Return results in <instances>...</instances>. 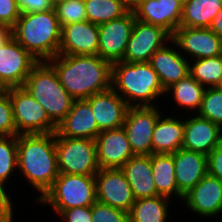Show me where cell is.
Here are the masks:
<instances>
[{"mask_svg": "<svg viewBox=\"0 0 222 222\" xmlns=\"http://www.w3.org/2000/svg\"><path fill=\"white\" fill-rule=\"evenodd\" d=\"M74 100L111 88L112 64L98 55L57 54L47 61Z\"/></svg>", "mask_w": 222, "mask_h": 222, "instance_id": "cell-1", "label": "cell"}, {"mask_svg": "<svg viewBox=\"0 0 222 222\" xmlns=\"http://www.w3.org/2000/svg\"><path fill=\"white\" fill-rule=\"evenodd\" d=\"M18 176L27 180L38 197L50 189L58 177L55 133L17 135Z\"/></svg>", "mask_w": 222, "mask_h": 222, "instance_id": "cell-2", "label": "cell"}, {"mask_svg": "<svg viewBox=\"0 0 222 222\" xmlns=\"http://www.w3.org/2000/svg\"><path fill=\"white\" fill-rule=\"evenodd\" d=\"M111 88L130 107L158 106L161 102L157 101L164 99L166 94L158 74L149 62L113 63Z\"/></svg>", "mask_w": 222, "mask_h": 222, "instance_id": "cell-3", "label": "cell"}, {"mask_svg": "<svg viewBox=\"0 0 222 222\" xmlns=\"http://www.w3.org/2000/svg\"><path fill=\"white\" fill-rule=\"evenodd\" d=\"M62 27L54 9L21 13L11 28V36L39 62L58 54Z\"/></svg>", "mask_w": 222, "mask_h": 222, "instance_id": "cell-4", "label": "cell"}, {"mask_svg": "<svg viewBox=\"0 0 222 222\" xmlns=\"http://www.w3.org/2000/svg\"><path fill=\"white\" fill-rule=\"evenodd\" d=\"M28 93L45 109L57 126L70 111L74 99L61 85L54 68L47 62H38L23 84Z\"/></svg>", "mask_w": 222, "mask_h": 222, "instance_id": "cell-5", "label": "cell"}, {"mask_svg": "<svg viewBox=\"0 0 222 222\" xmlns=\"http://www.w3.org/2000/svg\"><path fill=\"white\" fill-rule=\"evenodd\" d=\"M96 201L95 176L59 173L37 204L51 207L58 215L65 209L92 206Z\"/></svg>", "mask_w": 222, "mask_h": 222, "instance_id": "cell-6", "label": "cell"}, {"mask_svg": "<svg viewBox=\"0 0 222 222\" xmlns=\"http://www.w3.org/2000/svg\"><path fill=\"white\" fill-rule=\"evenodd\" d=\"M59 173L94 176L99 168L96 142L86 138H68L55 132Z\"/></svg>", "mask_w": 222, "mask_h": 222, "instance_id": "cell-7", "label": "cell"}, {"mask_svg": "<svg viewBox=\"0 0 222 222\" xmlns=\"http://www.w3.org/2000/svg\"><path fill=\"white\" fill-rule=\"evenodd\" d=\"M9 96L16 125V136L56 132L57 126L50 120L43 106L23 86L10 87Z\"/></svg>", "mask_w": 222, "mask_h": 222, "instance_id": "cell-8", "label": "cell"}, {"mask_svg": "<svg viewBox=\"0 0 222 222\" xmlns=\"http://www.w3.org/2000/svg\"><path fill=\"white\" fill-rule=\"evenodd\" d=\"M160 107H129L123 128L134 155H152L153 130L163 113Z\"/></svg>", "mask_w": 222, "mask_h": 222, "instance_id": "cell-9", "label": "cell"}, {"mask_svg": "<svg viewBox=\"0 0 222 222\" xmlns=\"http://www.w3.org/2000/svg\"><path fill=\"white\" fill-rule=\"evenodd\" d=\"M39 61L12 36L0 45V87L23 86L32 68Z\"/></svg>", "mask_w": 222, "mask_h": 222, "instance_id": "cell-10", "label": "cell"}, {"mask_svg": "<svg viewBox=\"0 0 222 222\" xmlns=\"http://www.w3.org/2000/svg\"><path fill=\"white\" fill-rule=\"evenodd\" d=\"M172 40V35L159 26L135 19L123 56V62H149L151 56Z\"/></svg>", "mask_w": 222, "mask_h": 222, "instance_id": "cell-11", "label": "cell"}, {"mask_svg": "<svg viewBox=\"0 0 222 222\" xmlns=\"http://www.w3.org/2000/svg\"><path fill=\"white\" fill-rule=\"evenodd\" d=\"M135 19L129 11L119 19L99 24L98 56L111 64L122 61Z\"/></svg>", "mask_w": 222, "mask_h": 222, "instance_id": "cell-12", "label": "cell"}, {"mask_svg": "<svg viewBox=\"0 0 222 222\" xmlns=\"http://www.w3.org/2000/svg\"><path fill=\"white\" fill-rule=\"evenodd\" d=\"M97 202L129 212L135 198L120 168H100L94 175Z\"/></svg>", "mask_w": 222, "mask_h": 222, "instance_id": "cell-13", "label": "cell"}, {"mask_svg": "<svg viewBox=\"0 0 222 222\" xmlns=\"http://www.w3.org/2000/svg\"><path fill=\"white\" fill-rule=\"evenodd\" d=\"M172 40L190 61L222 55V39L209 28L179 27Z\"/></svg>", "mask_w": 222, "mask_h": 222, "instance_id": "cell-14", "label": "cell"}, {"mask_svg": "<svg viewBox=\"0 0 222 222\" xmlns=\"http://www.w3.org/2000/svg\"><path fill=\"white\" fill-rule=\"evenodd\" d=\"M200 218L220 216L222 213V181L208 173L183 197L182 204Z\"/></svg>", "mask_w": 222, "mask_h": 222, "instance_id": "cell-15", "label": "cell"}, {"mask_svg": "<svg viewBox=\"0 0 222 222\" xmlns=\"http://www.w3.org/2000/svg\"><path fill=\"white\" fill-rule=\"evenodd\" d=\"M222 142V128L197 114L184 118L182 148L208 155Z\"/></svg>", "mask_w": 222, "mask_h": 222, "instance_id": "cell-16", "label": "cell"}, {"mask_svg": "<svg viewBox=\"0 0 222 222\" xmlns=\"http://www.w3.org/2000/svg\"><path fill=\"white\" fill-rule=\"evenodd\" d=\"M98 25L81 21L62 26L58 54L98 55Z\"/></svg>", "mask_w": 222, "mask_h": 222, "instance_id": "cell-17", "label": "cell"}, {"mask_svg": "<svg viewBox=\"0 0 222 222\" xmlns=\"http://www.w3.org/2000/svg\"><path fill=\"white\" fill-rule=\"evenodd\" d=\"M86 100L90 103L100 132L123 127L130 106L112 88L98 92Z\"/></svg>", "mask_w": 222, "mask_h": 222, "instance_id": "cell-18", "label": "cell"}, {"mask_svg": "<svg viewBox=\"0 0 222 222\" xmlns=\"http://www.w3.org/2000/svg\"><path fill=\"white\" fill-rule=\"evenodd\" d=\"M95 142L99 168H121L135 156L123 127L101 131Z\"/></svg>", "mask_w": 222, "mask_h": 222, "instance_id": "cell-19", "label": "cell"}, {"mask_svg": "<svg viewBox=\"0 0 222 222\" xmlns=\"http://www.w3.org/2000/svg\"><path fill=\"white\" fill-rule=\"evenodd\" d=\"M149 63L158 74L165 91L189 74L190 61L179 51L173 40L157 50Z\"/></svg>", "mask_w": 222, "mask_h": 222, "instance_id": "cell-20", "label": "cell"}, {"mask_svg": "<svg viewBox=\"0 0 222 222\" xmlns=\"http://www.w3.org/2000/svg\"><path fill=\"white\" fill-rule=\"evenodd\" d=\"M182 7L177 0H145L133 13L137 20L162 27L173 35L181 22Z\"/></svg>", "mask_w": 222, "mask_h": 222, "instance_id": "cell-21", "label": "cell"}, {"mask_svg": "<svg viewBox=\"0 0 222 222\" xmlns=\"http://www.w3.org/2000/svg\"><path fill=\"white\" fill-rule=\"evenodd\" d=\"M56 133L68 138L95 140L100 131L90 103L86 99L74 100L70 111L57 125Z\"/></svg>", "mask_w": 222, "mask_h": 222, "instance_id": "cell-22", "label": "cell"}, {"mask_svg": "<svg viewBox=\"0 0 222 222\" xmlns=\"http://www.w3.org/2000/svg\"><path fill=\"white\" fill-rule=\"evenodd\" d=\"M178 190L185 195L208 173L207 156L186 149L173 153Z\"/></svg>", "mask_w": 222, "mask_h": 222, "instance_id": "cell-23", "label": "cell"}, {"mask_svg": "<svg viewBox=\"0 0 222 222\" xmlns=\"http://www.w3.org/2000/svg\"><path fill=\"white\" fill-rule=\"evenodd\" d=\"M135 200L159 196L153 179L151 155H135L121 168Z\"/></svg>", "mask_w": 222, "mask_h": 222, "instance_id": "cell-24", "label": "cell"}, {"mask_svg": "<svg viewBox=\"0 0 222 222\" xmlns=\"http://www.w3.org/2000/svg\"><path fill=\"white\" fill-rule=\"evenodd\" d=\"M162 114L154 127L152 154H173L182 148L184 139V117ZM174 115V117H173Z\"/></svg>", "mask_w": 222, "mask_h": 222, "instance_id": "cell-25", "label": "cell"}, {"mask_svg": "<svg viewBox=\"0 0 222 222\" xmlns=\"http://www.w3.org/2000/svg\"><path fill=\"white\" fill-rule=\"evenodd\" d=\"M151 164L157 193L182 202L184 195L176 183L173 154H152Z\"/></svg>", "mask_w": 222, "mask_h": 222, "instance_id": "cell-26", "label": "cell"}, {"mask_svg": "<svg viewBox=\"0 0 222 222\" xmlns=\"http://www.w3.org/2000/svg\"><path fill=\"white\" fill-rule=\"evenodd\" d=\"M205 90L206 88L203 85L188 74L170 86L166 90L165 97L168 99L167 96H170L169 98L172 96L171 99L174 100L171 102H175V104L172 105H176L177 108L180 107L178 108L180 111L181 109H185L184 111H186L187 114L191 112L192 114H196L200 108Z\"/></svg>", "mask_w": 222, "mask_h": 222, "instance_id": "cell-27", "label": "cell"}, {"mask_svg": "<svg viewBox=\"0 0 222 222\" xmlns=\"http://www.w3.org/2000/svg\"><path fill=\"white\" fill-rule=\"evenodd\" d=\"M172 201L162 195L137 199L128 212V222H168Z\"/></svg>", "mask_w": 222, "mask_h": 222, "instance_id": "cell-28", "label": "cell"}, {"mask_svg": "<svg viewBox=\"0 0 222 222\" xmlns=\"http://www.w3.org/2000/svg\"><path fill=\"white\" fill-rule=\"evenodd\" d=\"M222 9V0H189L182 7L179 27L209 28L215 15Z\"/></svg>", "mask_w": 222, "mask_h": 222, "instance_id": "cell-29", "label": "cell"}, {"mask_svg": "<svg viewBox=\"0 0 222 222\" xmlns=\"http://www.w3.org/2000/svg\"><path fill=\"white\" fill-rule=\"evenodd\" d=\"M17 170V136H0V199L11 198L6 185H10L7 182H12Z\"/></svg>", "mask_w": 222, "mask_h": 222, "instance_id": "cell-30", "label": "cell"}, {"mask_svg": "<svg viewBox=\"0 0 222 222\" xmlns=\"http://www.w3.org/2000/svg\"><path fill=\"white\" fill-rule=\"evenodd\" d=\"M87 21L102 24L126 15L129 10L120 0H84Z\"/></svg>", "mask_w": 222, "mask_h": 222, "instance_id": "cell-31", "label": "cell"}, {"mask_svg": "<svg viewBox=\"0 0 222 222\" xmlns=\"http://www.w3.org/2000/svg\"><path fill=\"white\" fill-rule=\"evenodd\" d=\"M189 74L205 88H214L222 78V55L190 61Z\"/></svg>", "mask_w": 222, "mask_h": 222, "instance_id": "cell-32", "label": "cell"}, {"mask_svg": "<svg viewBox=\"0 0 222 222\" xmlns=\"http://www.w3.org/2000/svg\"><path fill=\"white\" fill-rule=\"evenodd\" d=\"M222 128V91L214 88H206L199 110L196 113Z\"/></svg>", "mask_w": 222, "mask_h": 222, "instance_id": "cell-33", "label": "cell"}, {"mask_svg": "<svg viewBox=\"0 0 222 222\" xmlns=\"http://www.w3.org/2000/svg\"><path fill=\"white\" fill-rule=\"evenodd\" d=\"M56 17L62 26L87 21L84 0H63L53 7Z\"/></svg>", "mask_w": 222, "mask_h": 222, "instance_id": "cell-34", "label": "cell"}, {"mask_svg": "<svg viewBox=\"0 0 222 222\" xmlns=\"http://www.w3.org/2000/svg\"><path fill=\"white\" fill-rule=\"evenodd\" d=\"M0 136H16L9 88L0 90Z\"/></svg>", "mask_w": 222, "mask_h": 222, "instance_id": "cell-35", "label": "cell"}, {"mask_svg": "<svg viewBox=\"0 0 222 222\" xmlns=\"http://www.w3.org/2000/svg\"><path fill=\"white\" fill-rule=\"evenodd\" d=\"M91 218L92 222H128V213L96 201L92 205Z\"/></svg>", "mask_w": 222, "mask_h": 222, "instance_id": "cell-36", "label": "cell"}, {"mask_svg": "<svg viewBox=\"0 0 222 222\" xmlns=\"http://www.w3.org/2000/svg\"><path fill=\"white\" fill-rule=\"evenodd\" d=\"M20 15L21 11L16 0H0V25L11 29Z\"/></svg>", "mask_w": 222, "mask_h": 222, "instance_id": "cell-37", "label": "cell"}, {"mask_svg": "<svg viewBox=\"0 0 222 222\" xmlns=\"http://www.w3.org/2000/svg\"><path fill=\"white\" fill-rule=\"evenodd\" d=\"M58 216L63 222H92V206L65 209Z\"/></svg>", "mask_w": 222, "mask_h": 222, "instance_id": "cell-38", "label": "cell"}, {"mask_svg": "<svg viewBox=\"0 0 222 222\" xmlns=\"http://www.w3.org/2000/svg\"><path fill=\"white\" fill-rule=\"evenodd\" d=\"M208 174L222 181V142L207 155Z\"/></svg>", "mask_w": 222, "mask_h": 222, "instance_id": "cell-39", "label": "cell"}, {"mask_svg": "<svg viewBox=\"0 0 222 222\" xmlns=\"http://www.w3.org/2000/svg\"><path fill=\"white\" fill-rule=\"evenodd\" d=\"M21 13L42 12L53 9L50 0H16Z\"/></svg>", "mask_w": 222, "mask_h": 222, "instance_id": "cell-40", "label": "cell"}, {"mask_svg": "<svg viewBox=\"0 0 222 222\" xmlns=\"http://www.w3.org/2000/svg\"><path fill=\"white\" fill-rule=\"evenodd\" d=\"M14 201L11 198L0 199V222H14Z\"/></svg>", "mask_w": 222, "mask_h": 222, "instance_id": "cell-41", "label": "cell"}, {"mask_svg": "<svg viewBox=\"0 0 222 222\" xmlns=\"http://www.w3.org/2000/svg\"><path fill=\"white\" fill-rule=\"evenodd\" d=\"M209 29L222 39V9L212 19Z\"/></svg>", "mask_w": 222, "mask_h": 222, "instance_id": "cell-42", "label": "cell"}, {"mask_svg": "<svg viewBox=\"0 0 222 222\" xmlns=\"http://www.w3.org/2000/svg\"><path fill=\"white\" fill-rule=\"evenodd\" d=\"M123 5L129 10L134 11L137 6H139L145 0H120Z\"/></svg>", "mask_w": 222, "mask_h": 222, "instance_id": "cell-43", "label": "cell"}, {"mask_svg": "<svg viewBox=\"0 0 222 222\" xmlns=\"http://www.w3.org/2000/svg\"><path fill=\"white\" fill-rule=\"evenodd\" d=\"M11 36V29L0 25V45H2Z\"/></svg>", "mask_w": 222, "mask_h": 222, "instance_id": "cell-44", "label": "cell"}, {"mask_svg": "<svg viewBox=\"0 0 222 222\" xmlns=\"http://www.w3.org/2000/svg\"><path fill=\"white\" fill-rule=\"evenodd\" d=\"M216 88L222 91V78H221V80L219 81V83H218V85L216 86Z\"/></svg>", "mask_w": 222, "mask_h": 222, "instance_id": "cell-45", "label": "cell"}, {"mask_svg": "<svg viewBox=\"0 0 222 222\" xmlns=\"http://www.w3.org/2000/svg\"><path fill=\"white\" fill-rule=\"evenodd\" d=\"M182 6H184L189 0H177Z\"/></svg>", "mask_w": 222, "mask_h": 222, "instance_id": "cell-46", "label": "cell"}, {"mask_svg": "<svg viewBox=\"0 0 222 222\" xmlns=\"http://www.w3.org/2000/svg\"><path fill=\"white\" fill-rule=\"evenodd\" d=\"M61 1H63V0H50V2L53 4V6Z\"/></svg>", "mask_w": 222, "mask_h": 222, "instance_id": "cell-47", "label": "cell"}]
</instances>
